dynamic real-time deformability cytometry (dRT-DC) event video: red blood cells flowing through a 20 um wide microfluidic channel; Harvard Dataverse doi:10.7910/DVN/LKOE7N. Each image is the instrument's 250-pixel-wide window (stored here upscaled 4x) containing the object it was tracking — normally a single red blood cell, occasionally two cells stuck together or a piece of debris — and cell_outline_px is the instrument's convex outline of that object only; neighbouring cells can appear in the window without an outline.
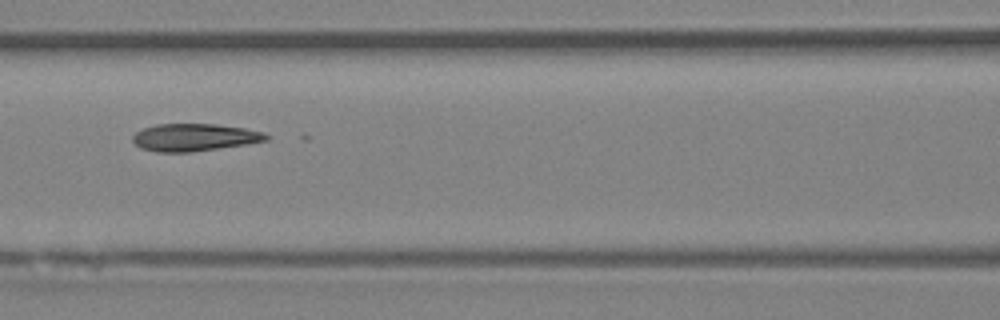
{"species": "Egyptian fruit bat (a non-hibernating species)", "species_latin": "Rousettus aegyptiacus", "temperature_condition": "room temperature", "stored_images_in_passage": 8, "camera_frame_rate_fps": 3000, "um_per_image_px": 0.085, "animal": {"sex": "female"}, "frame": {"image": 1, "passage_image": 8, "time_ms": 8.667, "image_size_px": [1000, 320], "cell_outline_px": [[268, 140], [244, 144], [192, 152], [156, 152], [140, 148], [132, 140], [132, 136], [136, 132], [144, 128], [156, 124], [216, 124], [244, 128], [264, 132], [268, 136]], "centroid_in_image_um": [16.49, 11.67], "position_along_channel_um": 150.1, "area_um2": 21.21}}